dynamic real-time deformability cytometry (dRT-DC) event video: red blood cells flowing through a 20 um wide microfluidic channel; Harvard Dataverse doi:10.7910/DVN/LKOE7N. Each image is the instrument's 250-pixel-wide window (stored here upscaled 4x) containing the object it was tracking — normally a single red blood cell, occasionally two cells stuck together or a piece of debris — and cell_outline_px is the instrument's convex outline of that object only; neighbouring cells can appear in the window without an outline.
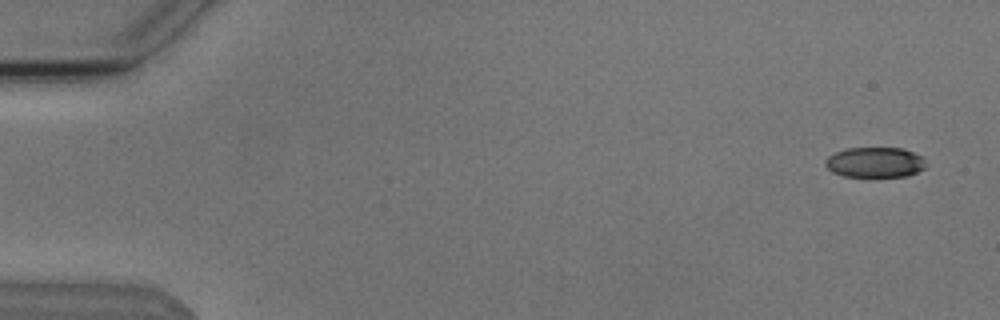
{"species": "Egyptian fruit bat (a non-hibernating species)", "species_latin": "Rousettus aegyptiacus", "temperature_condition": "cold", "stored_images_in_passage": 4, "camera_frame_rate_fps": 3000, "um_per_image_px": 0.085, "animal": {"sex": "male"}, "frame": {"image": 1, "passage_image": 1, "time_ms": 0.0, "image_size_px": [1000, 320], "cell_outline_px": [[924, 168], [908, 176], [844, 176], [832, 172], [824, 164], [824, 160], [828, 156], [836, 152], [848, 148], [904, 148], [920, 156], [924, 160]], "centroid_in_image_um": [74.34, 13.79], "position_along_channel_um": 10.7, "area_um2": 17.57}}
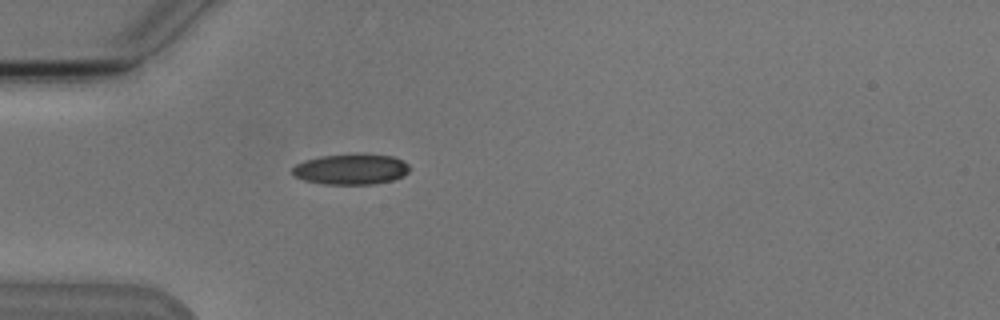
{"frame": {"image": 2, "passage_image": 4, "time_ms": 4.667, "image_size_px": [1000, 320], "cell_outline_px": [[408, 172], [404, 176], [392, 180], [372, 184], [324, 184], [304, 180], [296, 176], [292, 172], [292, 168], [296, 164], [304, 160], [320, 156], [392, 156], [408, 164]], "centroid_in_image_um": [29.8, 14.42], "position_along_channel_um": 55.2, "area_um2": 20.11}}